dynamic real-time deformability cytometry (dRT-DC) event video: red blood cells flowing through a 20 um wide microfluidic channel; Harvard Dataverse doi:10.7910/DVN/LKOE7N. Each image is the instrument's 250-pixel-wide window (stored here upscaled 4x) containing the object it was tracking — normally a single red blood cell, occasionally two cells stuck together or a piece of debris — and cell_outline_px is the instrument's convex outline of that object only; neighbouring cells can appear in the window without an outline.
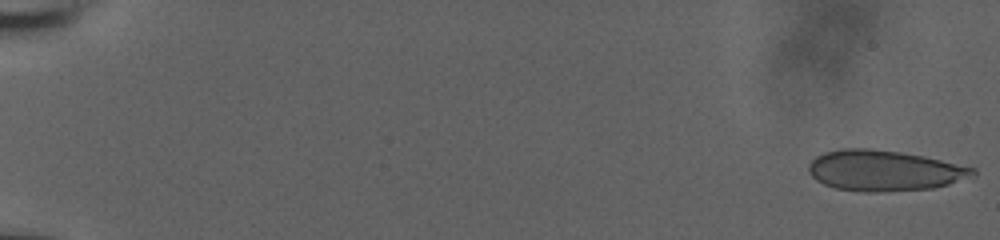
{"species": "human", "species_latin": "Homo sapiens", "temperature_condition": "room temperature", "stored_images_in_passage": 21, "camera_frame_rate_fps": 3000, "um_per_image_px": 0.085, "donor": {"sex": "male"}, "frame": {"image": 1, "passage_image": 1, "time_ms": 0.0, "image_size_px": [1000, 240], "cell_outline_px": [[976, 176], [948, 184], [932, 188], [876, 192], [864, 192], [836, 188], [824, 184], [816, 180], [808, 172], [808, 164], [816, 156], [824, 152], [840, 148], [868, 148], [900, 152], [924, 156], [976, 168]], "centroid_in_image_um": [75.15, 14.49], "position_along_channel_um": 9.8, "area_um2": 39.02}}
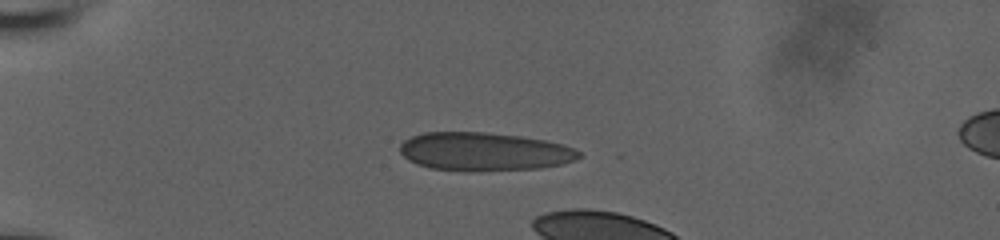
{"frame": {"image": 2, "passage_image": 16, "time_ms": 5.0, "image_size_px": [1000, 240], "cell_outline_px": [[584, 156], [576, 160], [564, 164], [540, 168], [472, 172], [432, 168], [416, 164], [408, 160], [400, 152], [400, 144], [404, 140], [412, 136], [424, 132], [484, 132], [520, 136], [544, 140], [564, 144], [576, 148]], "centroid_in_image_um": [41.2, 12.89], "position_along_channel_um": 43.8, "area_um2": 40.52}}